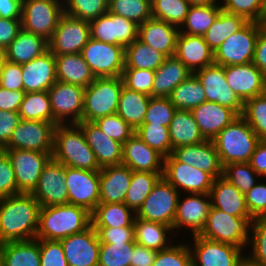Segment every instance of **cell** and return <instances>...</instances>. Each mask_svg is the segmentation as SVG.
<instances>
[{
  "label": "cell",
  "mask_w": 266,
  "mask_h": 266,
  "mask_svg": "<svg viewBox=\"0 0 266 266\" xmlns=\"http://www.w3.org/2000/svg\"><path fill=\"white\" fill-rule=\"evenodd\" d=\"M21 29V19L0 17V48L6 49Z\"/></svg>",
  "instance_id": "66"
},
{
  "label": "cell",
  "mask_w": 266,
  "mask_h": 266,
  "mask_svg": "<svg viewBox=\"0 0 266 266\" xmlns=\"http://www.w3.org/2000/svg\"><path fill=\"white\" fill-rule=\"evenodd\" d=\"M90 37L107 44L129 46L138 38L139 25L122 16L107 12L89 22Z\"/></svg>",
  "instance_id": "19"
},
{
  "label": "cell",
  "mask_w": 266,
  "mask_h": 266,
  "mask_svg": "<svg viewBox=\"0 0 266 266\" xmlns=\"http://www.w3.org/2000/svg\"><path fill=\"white\" fill-rule=\"evenodd\" d=\"M90 39L89 21L63 14L48 41V49L54 55L81 53Z\"/></svg>",
  "instance_id": "16"
},
{
  "label": "cell",
  "mask_w": 266,
  "mask_h": 266,
  "mask_svg": "<svg viewBox=\"0 0 266 266\" xmlns=\"http://www.w3.org/2000/svg\"><path fill=\"white\" fill-rule=\"evenodd\" d=\"M191 237L193 240L188 246L193 266H241L246 261V252L240 247L208 240L199 235Z\"/></svg>",
  "instance_id": "11"
},
{
  "label": "cell",
  "mask_w": 266,
  "mask_h": 266,
  "mask_svg": "<svg viewBox=\"0 0 266 266\" xmlns=\"http://www.w3.org/2000/svg\"><path fill=\"white\" fill-rule=\"evenodd\" d=\"M95 78L121 77L125 68V48L90 37L81 51Z\"/></svg>",
  "instance_id": "8"
},
{
  "label": "cell",
  "mask_w": 266,
  "mask_h": 266,
  "mask_svg": "<svg viewBox=\"0 0 266 266\" xmlns=\"http://www.w3.org/2000/svg\"><path fill=\"white\" fill-rule=\"evenodd\" d=\"M162 175L163 173L132 171L124 204L136 213Z\"/></svg>",
  "instance_id": "46"
},
{
  "label": "cell",
  "mask_w": 266,
  "mask_h": 266,
  "mask_svg": "<svg viewBox=\"0 0 266 266\" xmlns=\"http://www.w3.org/2000/svg\"><path fill=\"white\" fill-rule=\"evenodd\" d=\"M156 255L157 251L135 244L130 266H153Z\"/></svg>",
  "instance_id": "69"
},
{
  "label": "cell",
  "mask_w": 266,
  "mask_h": 266,
  "mask_svg": "<svg viewBox=\"0 0 266 266\" xmlns=\"http://www.w3.org/2000/svg\"><path fill=\"white\" fill-rule=\"evenodd\" d=\"M40 205L30 193L0 198V242L36 238Z\"/></svg>",
  "instance_id": "1"
},
{
  "label": "cell",
  "mask_w": 266,
  "mask_h": 266,
  "mask_svg": "<svg viewBox=\"0 0 266 266\" xmlns=\"http://www.w3.org/2000/svg\"><path fill=\"white\" fill-rule=\"evenodd\" d=\"M135 134L163 157L172 154L169 127L156 124H142L135 130Z\"/></svg>",
  "instance_id": "50"
},
{
  "label": "cell",
  "mask_w": 266,
  "mask_h": 266,
  "mask_svg": "<svg viewBox=\"0 0 266 266\" xmlns=\"http://www.w3.org/2000/svg\"><path fill=\"white\" fill-rule=\"evenodd\" d=\"M10 158L14 169L17 189L21 193H31L52 153L21 149H2Z\"/></svg>",
  "instance_id": "18"
},
{
  "label": "cell",
  "mask_w": 266,
  "mask_h": 266,
  "mask_svg": "<svg viewBox=\"0 0 266 266\" xmlns=\"http://www.w3.org/2000/svg\"><path fill=\"white\" fill-rule=\"evenodd\" d=\"M224 72L228 86L243 103L265 93L266 76L253 62L224 66Z\"/></svg>",
  "instance_id": "23"
},
{
  "label": "cell",
  "mask_w": 266,
  "mask_h": 266,
  "mask_svg": "<svg viewBox=\"0 0 266 266\" xmlns=\"http://www.w3.org/2000/svg\"><path fill=\"white\" fill-rule=\"evenodd\" d=\"M179 28L165 21L150 18L139 25L138 39L164 54L174 56Z\"/></svg>",
  "instance_id": "30"
},
{
  "label": "cell",
  "mask_w": 266,
  "mask_h": 266,
  "mask_svg": "<svg viewBox=\"0 0 266 266\" xmlns=\"http://www.w3.org/2000/svg\"><path fill=\"white\" fill-rule=\"evenodd\" d=\"M18 113L24 120L46 121L54 124L53 111L47 91L25 93Z\"/></svg>",
  "instance_id": "45"
},
{
  "label": "cell",
  "mask_w": 266,
  "mask_h": 266,
  "mask_svg": "<svg viewBox=\"0 0 266 266\" xmlns=\"http://www.w3.org/2000/svg\"><path fill=\"white\" fill-rule=\"evenodd\" d=\"M100 203H124L132 178V170L124 164L101 168Z\"/></svg>",
  "instance_id": "31"
},
{
  "label": "cell",
  "mask_w": 266,
  "mask_h": 266,
  "mask_svg": "<svg viewBox=\"0 0 266 266\" xmlns=\"http://www.w3.org/2000/svg\"><path fill=\"white\" fill-rule=\"evenodd\" d=\"M136 243H101L98 266H130Z\"/></svg>",
  "instance_id": "54"
},
{
  "label": "cell",
  "mask_w": 266,
  "mask_h": 266,
  "mask_svg": "<svg viewBox=\"0 0 266 266\" xmlns=\"http://www.w3.org/2000/svg\"><path fill=\"white\" fill-rule=\"evenodd\" d=\"M169 137L174 149L202 143L206 139L194 120L192 113L188 110L177 109L169 125Z\"/></svg>",
  "instance_id": "37"
},
{
  "label": "cell",
  "mask_w": 266,
  "mask_h": 266,
  "mask_svg": "<svg viewBox=\"0 0 266 266\" xmlns=\"http://www.w3.org/2000/svg\"><path fill=\"white\" fill-rule=\"evenodd\" d=\"M25 93L24 90L10 91L0 87V110L18 112Z\"/></svg>",
  "instance_id": "67"
},
{
  "label": "cell",
  "mask_w": 266,
  "mask_h": 266,
  "mask_svg": "<svg viewBox=\"0 0 266 266\" xmlns=\"http://www.w3.org/2000/svg\"><path fill=\"white\" fill-rule=\"evenodd\" d=\"M122 164L132 171L163 173L164 157L134 133L123 144Z\"/></svg>",
  "instance_id": "26"
},
{
  "label": "cell",
  "mask_w": 266,
  "mask_h": 266,
  "mask_svg": "<svg viewBox=\"0 0 266 266\" xmlns=\"http://www.w3.org/2000/svg\"><path fill=\"white\" fill-rule=\"evenodd\" d=\"M249 163L261 178H266V140L259 141Z\"/></svg>",
  "instance_id": "70"
},
{
  "label": "cell",
  "mask_w": 266,
  "mask_h": 266,
  "mask_svg": "<svg viewBox=\"0 0 266 266\" xmlns=\"http://www.w3.org/2000/svg\"><path fill=\"white\" fill-rule=\"evenodd\" d=\"M182 195L184 194H180L178 198L172 230L175 234L181 229H188L189 232L191 231L190 236L199 235L206 224L212 206L210 194L185 193L184 196Z\"/></svg>",
  "instance_id": "17"
},
{
  "label": "cell",
  "mask_w": 266,
  "mask_h": 266,
  "mask_svg": "<svg viewBox=\"0 0 266 266\" xmlns=\"http://www.w3.org/2000/svg\"><path fill=\"white\" fill-rule=\"evenodd\" d=\"M190 5H215L220 4L219 0H186Z\"/></svg>",
  "instance_id": "72"
},
{
  "label": "cell",
  "mask_w": 266,
  "mask_h": 266,
  "mask_svg": "<svg viewBox=\"0 0 266 266\" xmlns=\"http://www.w3.org/2000/svg\"><path fill=\"white\" fill-rule=\"evenodd\" d=\"M90 225L91 213L83 207L71 204L40 207L36 239L60 241Z\"/></svg>",
  "instance_id": "2"
},
{
  "label": "cell",
  "mask_w": 266,
  "mask_h": 266,
  "mask_svg": "<svg viewBox=\"0 0 266 266\" xmlns=\"http://www.w3.org/2000/svg\"><path fill=\"white\" fill-rule=\"evenodd\" d=\"M258 33L259 22L248 21L214 52V63L230 66L253 62Z\"/></svg>",
  "instance_id": "9"
},
{
  "label": "cell",
  "mask_w": 266,
  "mask_h": 266,
  "mask_svg": "<svg viewBox=\"0 0 266 266\" xmlns=\"http://www.w3.org/2000/svg\"><path fill=\"white\" fill-rule=\"evenodd\" d=\"M174 235L177 234H174L171 226L137 217L134 219V241L138 245L158 252L169 248L173 244L175 241Z\"/></svg>",
  "instance_id": "34"
},
{
  "label": "cell",
  "mask_w": 266,
  "mask_h": 266,
  "mask_svg": "<svg viewBox=\"0 0 266 266\" xmlns=\"http://www.w3.org/2000/svg\"><path fill=\"white\" fill-rule=\"evenodd\" d=\"M241 266H253V265L249 264L247 261H244V263Z\"/></svg>",
  "instance_id": "76"
},
{
  "label": "cell",
  "mask_w": 266,
  "mask_h": 266,
  "mask_svg": "<svg viewBox=\"0 0 266 266\" xmlns=\"http://www.w3.org/2000/svg\"><path fill=\"white\" fill-rule=\"evenodd\" d=\"M162 176L182 194H209L214 181L209 173L180 162L173 154L164 157Z\"/></svg>",
  "instance_id": "13"
},
{
  "label": "cell",
  "mask_w": 266,
  "mask_h": 266,
  "mask_svg": "<svg viewBox=\"0 0 266 266\" xmlns=\"http://www.w3.org/2000/svg\"><path fill=\"white\" fill-rule=\"evenodd\" d=\"M253 64L266 76V24L259 23Z\"/></svg>",
  "instance_id": "68"
},
{
  "label": "cell",
  "mask_w": 266,
  "mask_h": 266,
  "mask_svg": "<svg viewBox=\"0 0 266 266\" xmlns=\"http://www.w3.org/2000/svg\"><path fill=\"white\" fill-rule=\"evenodd\" d=\"M136 213L124 203H99L91 213L93 227L134 226Z\"/></svg>",
  "instance_id": "39"
},
{
  "label": "cell",
  "mask_w": 266,
  "mask_h": 266,
  "mask_svg": "<svg viewBox=\"0 0 266 266\" xmlns=\"http://www.w3.org/2000/svg\"><path fill=\"white\" fill-rule=\"evenodd\" d=\"M47 92L55 126L82 122L84 87L57 80Z\"/></svg>",
  "instance_id": "12"
},
{
  "label": "cell",
  "mask_w": 266,
  "mask_h": 266,
  "mask_svg": "<svg viewBox=\"0 0 266 266\" xmlns=\"http://www.w3.org/2000/svg\"><path fill=\"white\" fill-rule=\"evenodd\" d=\"M174 56L193 74L214 63V52L209 48L203 36L179 32Z\"/></svg>",
  "instance_id": "29"
},
{
  "label": "cell",
  "mask_w": 266,
  "mask_h": 266,
  "mask_svg": "<svg viewBox=\"0 0 266 266\" xmlns=\"http://www.w3.org/2000/svg\"><path fill=\"white\" fill-rule=\"evenodd\" d=\"M220 6L223 11L240 15L247 21L263 23L264 0H221Z\"/></svg>",
  "instance_id": "55"
},
{
  "label": "cell",
  "mask_w": 266,
  "mask_h": 266,
  "mask_svg": "<svg viewBox=\"0 0 266 266\" xmlns=\"http://www.w3.org/2000/svg\"><path fill=\"white\" fill-rule=\"evenodd\" d=\"M193 73L175 56L166 57L155 71L152 97L169 98L173 89Z\"/></svg>",
  "instance_id": "33"
},
{
  "label": "cell",
  "mask_w": 266,
  "mask_h": 266,
  "mask_svg": "<svg viewBox=\"0 0 266 266\" xmlns=\"http://www.w3.org/2000/svg\"><path fill=\"white\" fill-rule=\"evenodd\" d=\"M93 228L101 243H135L134 226Z\"/></svg>",
  "instance_id": "63"
},
{
  "label": "cell",
  "mask_w": 266,
  "mask_h": 266,
  "mask_svg": "<svg viewBox=\"0 0 266 266\" xmlns=\"http://www.w3.org/2000/svg\"><path fill=\"white\" fill-rule=\"evenodd\" d=\"M5 50L7 61L23 64L46 52L48 41L41 36L21 29Z\"/></svg>",
  "instance_id": "36"
},
{
  "label": "cell",
  "mask_w": 266,
  "mask_h": 266,
  "mask_svg": "<svg viewBox=\"0 0 266 266\" xmlns=\"http://www.w3.org/2000/svg\"><path fill=\"white\" fill-rule=\"evenodd\" d=\"M63 14V0H23L21 26L49 41Z\"/></svg>",
  "instance_id": "7"
},
{
  "label": "cell",
  "mask_w": 266,
  "mask_h": 266,
  "mask_svg": "<svg viewBox=\"0 0 266 266\" xmlns=\"http://www.w3.org/2000/svg\"><path fill=\"white\" fill-rule=\"evenodd\" d=\"M222 177L243 194H246L261 178L249 162L230 163L223 166Z\"/></svg>",
  "instance_id": "52"
},
{
  "label": "cell",
  "mask_w": 266,
  "mask_h": 266,
  "mask_svg": "<svg viewBox=\"0 0 266 266\" xmlns=\"http://www.w3.org/2000/svg\"><path fill=\"white\" fill-rule=\"evenodd\" d=\"M94 122L108 138L122 144L135 133V130L117 113L99 118Z\"/></svg>",
  "instance_id": "58"
},
{
  "label": "cell",
  "mask_w": 266,
  "mask_h": 266,
  "mask_svg": "<svg viewBox=\"0 0 266 266\" xmlns=\"http://www.w3.org/2000/svg\"><path fill=\"white\" fill-rule=\"evenodd\" d=\"M3 266H41L40 239L3 243Z\"/></svg>",
  "instance_id": "40"
},
{
  "label": "cell",
  "mask_w": 266,
  "mask_h": 266,
  "mask_svg": "<svg viewBox=\"0 0 266 266\" xmlns=\"http://www.w3.org/2000/svg\"><path fill=\"white\" fill-rule=\"evenodd\" d=\"M23 0H0V17L21 19Z\"/></svg>",
  "instance_id": "71"
},
{
  "label": "cell",
  "mask_w": 266,
  "mask_h": 266,
  "mask_svg": "<svg viewBox=\"0 0 266 266\" xmlns=\"http://www.w3.org/2000/svg\"><path fill=\"white\" fill-rule=\"evenodd\" d=\"M123 85L122 77L95 78L85 88L82 122L115 114Z\"/></svg>",
  "instance_id": "6"
},
{
  "label": "cell",
  "mask_w": 266,
  "mask_h": 266,
  "mask_svg": "<svg viewBox=\"0 0 266 266\" xmlns=\"http://www.w3.org/2000/svg\"><path fill=\"white\" fill-rule=\"evenodd\" d=\"M169 98L176 109L191 111L206 101V94L202 83L192 74L173 89Z\"/></svg>",
  "instance_id": "44"
},
{
  "label": "cell",
  "mask_w": 266,
  "mask_h": 266,
  "mask_svg": "<svg viewBox=\"0 0 266 266\" xmlns=\"http://www.w3.org/2000/svg\"><path fill=\"white\" fill-rule=\"evenodd\" d=\"M68 204L85 208L92 213L100 203L99 171L81 170L65 166Z\"/></svg>",
  "instance_id": "14"
},
{
  "label": "cell",
  "mask_w": 266,
  "mask_h": 266,
  "mask_svg": "<svg viewBox=\"0 0 266 266\" xmlns=\"http://www.w3.org/2000/svg\"><path fill=\"white\" fill-rule=\"evenodd\" d=\"M176 110L170 98L150 97L143 124H156L169 127Z\"/></svg>",
  "instance_id": "56"
},
{
  "label": "cell",
  "mask_w": 266,
  "mask_h": 266,
  "mask_svg": "<svg viewBox=\"0 0 266 266\" xmlns=\"http://www.w3.org/2000/svg\"><path fill=\"white\" fill-rule=\"evenodd\" d=\"M21 120L18 112L0 110V150L8 144L15 127Z\"/></svg>",
  "instance_id": "65"
},
{
  "label": "cell",
  "mask_w": 266,
  "mask_h": 266,
  "mask_svg": "<svg viewBox=\"0 0 266 266\" xmlns=\"http://www.w3.org/2000/svg\"><path fill=\"white\" fill-rule=\"evenodd\" d=\"M17 189L14 169L8 155L0 150V198L20 194Z\"/></svg>",
  "instance_id": "61"
},
{
  "label": "cell",
  "mask_w": 266,
  "mask_h": 266,
  "mask_svg": "<svg viewBox=\"0 0 266 266\" xmlns=\"http://www.w3.org/2000/svg\"><path fill=\"white\" fill-rule=\"evenodd\" d=\"M55 63L58 81L86 88L95 80L81 53L55 55Z\"/></svg>",
  "instance_id": "35"
},
{
  "label": "cell",
  "mask_w": 266,
  "mask_h": 266,
  "mask_svg": "<svg viewBox=\"0 0 266 266\" xmlns=\"http://www.w3.org/2000/svg\"><path fill=\"white\" fill-rule=\"evenodd\" d=\"M172 154L180 161L209 173L214 179L223 174V165L212 140L195 145L181 146Z\"/></svg>",
  "instance_id": "25"
},
{
  "label": "cell",
  "mask_w": 266,
  "mask_h": 266,
  "mask_svg": "<svg viewBox=\"0 0 266 266\" xmlns=\"http://www.w3.org/2000/svg\"><path fill=\"white\" fill-rule=\"evenodd\" d=\"M55 125L46 121L22 119L3 149H21L53 153Z\"/></svg>",
  "instance_id": "15"
},
{
  "label": "cell",
  "mask_w": 266,
  "mask_h": 266,
  "mask_svg": "<svg viewBox=\"0 0 266 266\" xmlns=\"http://www.w3.org/2000/svg\"><path fill=\"white\" fill-rule=\"evenodd\" d=\"M40 265L68 266L61 241L40 239Z\"/></svg>",
  "instance_id": "60"
},
{
  "label": "cell",
  "mask_w": 266,
  "mask_h": 266,
  "mask_svg": "<svg viewBox=\"0 0 266 266\" xmlns=\"http://www.w3.org/2000/svg\"><path fill=\"white\" fill-rule=\"evenodd\" d=\"M52 158L66 167L101 170L78 124H59L55 127Z\"/></svg>",
  "instance_id": "3"
},
{
  "label": "cell",
  "mask_w": 266,
  "mask_h": 266,
  "mask_svg": "<svg viewBox=\"0 0 266 266\" xmlns=\"http://www.w3.org/2000/svg\"><path fill=\"white\" fill-rule=\"evenodd\" d=\"M87 144L93 150L100 168L122 164L123 144L108 138L95 122H80Z\"/></svg>",
  "instance_id": "28"
},
{
  "label": "cell",
  "mask_w": 266,
  "mask_h": 266,
  "mask_svg": "<svg viewBox=\"0 0 266 266\" xmlns=\"http://www.w3.org/2000/svg\"><path fill=\"white\" fill-rule=\"evenodd\" d=\"M266 180L257 182L246 194L245 200L250 216L254 219L266 216Z\"/></svg>",
  "instance_id": "62"
},
{
  "label": "cell",
  "mask_w": 266,
  "mask_h": 266,
  "mask_svg": "<svg viewBox=\"0 0 266 266\" xmlns=\"http://www.w3.org/2000/svg\"><path fill=\"white\" fill-rule=\"evenodd\" d=\"M221 10L220 4L190 5L185 22L179 29L180 33L204 36L209 27L215 22Z\"/></svg>",
  "instance_id": "43"
},
{
  "label": "cell",
  "mask_w": 266,
  "mask_h": 266,
  "mask_svg": "<svg viewBox=\"0 0 266 266\" xmlns=\"http://www.w3.org/2000/svg\"><path fill=\"white\" fill-rule=\"evenodd\" d=\"M3 243L0 242V266H3Z\"/></svg>",
  "instance_id": "74"
},
{
  "label": "cell",
  "mask_w": 266,
  "mask_h": 266,
  "mask_svg": "<svg viewBox=\"0 0 266 266\" xmlns=\"http://www.w3.org/2000/svg\"><path fill=\"white\" fill-rule=\"evenodd\" d=\"M263 24H266V0H264Z\"/></svg>",
  "instance_id": "75"
},
{
  "label": "cell",
  "mask_w": 266,
  "mask_h": 266,
  "mask_svg": "<svg viewBox=\"0 0 266 266\" xmlns=\"http://www.w3.org/2000/svg\"><path fill=\"white\" fill-rule=\"evenodd\" d=\"M150 97L123 85L116 113L136 130L143 124Z\"/></svg>",
  "instance_id": "38"
},
{
  "label": "cell",
  "mask_w": 266,
  "mask_h": 266,
  "mask_svg": "<svg viewBox=\"0 0 266 266\" xmlns=\"http://www.w3.org/2000/svg\"><path fill=\"white\" fill-rule=\"evenodd\" d=\"M64 13L91 21L108 12L109 0H63Z\"/></svg>",
  "instance_id": "53"
},
{
  "label": "cell",
  "mask_w": 266,
  "mask_h": 266,
  "mask_svg": "<svg viewBox=\"0 0 266 266\" xmlns=\"http://www.w3.org/2000/svg\"><path fill=\"white\" fill-rule=\"evenodd\" d=\"M209 194L212 207L231 216L251 217L246 205L245 194L222 176L214 179Z\"/></svg>",
  "instance_id": "32"
},
{
  "label": "cell",
  "mask_w": 266,
  "mask_h": 266,
  "mask_svg": "<svg viewBox=\"0 0 266 266\" xmlns=\"http://www.w3.org/2000/svg\"><path fill=\"white\" fill-rule=\"evenodd\" d=\"M241 116L260 140H266V93L245 101Z\"/></svg>",
  "instance_id": "51"
},
{
  "label": "cell",
  "mask_w": 266,
  "mask_h": 266,
  "mask_svg": "<svg viewBox=\"0 0 266 266\" xmlns=\"http://www.w3.org/2000/svg\"><path fill=\"white\" fill-rule=\"evenodd\" d=\"M60 241L68 266H98L100 241L92 225Z\"/></svg>",
  "instance_id": "22"
},
{
  "label": "cell",
  "mask_w": 266,
  "mask_h": 266,
  "mask_svg": "<svg viewBox=\"0 0 266 266\" xmlns=\"http://www.w3.org/2000/svg\"><path fill=\"white\" fill-rule=\"evenodd\" d=\"M194 74L202 83L206 101L217 102L234 110L238 115L242 114L244 103L228 86L224 66L213 63L196 71Z\"/></svg>",
  "instance_id": "21"
},
{
  "label": "cell",
  "mask_w": 266,
  "mask_h": 266,
  "mask_svg": "<svg viewBox=\"0 0 266 266\" xmlns=\"http://www.w3.org/2000/svg\"><path fill=\"white\" fill-rule=\"evenodd\" d=\"M248 247L251 249L245 255L246 261L253 266H266V216L252 220Z\"/></svg>",
  "instance_id": "49"
},
{
  "label": "cell",
  "mask_w": 266,
  "mask_h": 266,
  "mask_svg": "<svg viewBox=\"0 0 266 266\" xmlns=\"http://www.w3.org/2000/svg\"><path fill=\"white\" fill-rule=\"evenodd\" d=\"M248 21L236 14H231L223 10L220 11L215 22L204 34L205 42L209 48L215 52L219 46L232 34L241 29Z\"/></svg>",
  "instance_id": "41"
},
{
  "label": "cell",
  "mask_w": 266,
  "mask_h": 266,
  "mask_svg": "<svg viewBox=\"0 0 266 266\" xmlns=\"http://www.w3.org/2000/svg\"><path fill=\"white\" fill-rule=\"evenodd\" d=\"M5 61H6V50L4 48H0V73L2 71Z\"/></svg>",
  "instance_id": "73"
},
{
  "label": "cell",
  "mask_w": 266,
  "mask_h": 266,
  "mask_svg": "<svg viewBox=\"0 0 266 266\" xmlns=\"http://www.w3.org/2000/svg\"><path fill=\"white\" fill-rule=\"evenodd\" d=\"M152 18L165 21L181 28L190 4L186 0H151Z\"/></svg>",
  "instance_id": "47"
},
{
  "label": "cell",
  "mask_w": 266,
  "mask_h": 266,
  "mask_svg": "<svg viewBox=\"0 0 266 266\" xmlns=\"http://www.w3.org/2000/svg\"><path fill=\"white\" fill-rule=\"evenodd\" d=\"M155 71L147 69L124 68L122 80L125 87L152 97Z\"/></svg>",
  "instance_id": "59"
},
{
  "label": "cell",
  "mask_w": 266,
  "mask_h": 266,
  "mask_svg": "<svg viewBox=\"0 0 266 266\" xmlns=\"http://www.w3.org/2000/svg\"><path fill=\"white\" fill-rule=\"evenodd\" d=\"M252 217L231 216L215 207L210 208L206 224L199 236L221 243L248 248Z\"/></svg>",
  "instance_id": "5"
},
{
  "label": "cell",
  "mask_w": 266,
  "mask_h": 266,
  "mask_svg": "<svg viewBox=\"0 0 266 266\" xmlns=\"http://www.w3.org/2000/svg\"><path fill=\"white\" fill-rule=\"evenodd\" d=\"M108 12L140 25L152 18L151 0H109Z\"/></svg>",
  "instance_id": "48"
},
{
  "label": "cell",
  "mask_w": 266,
  "mask_h": 266,
  "mask_svg": "<svg viewBox=\"0 0 266 266\" xmlns=\"http://www.w3.org/2000/svg\"><path fill=\"white\" fill-rule=\"evenodd\" d=\"M179 195L180 192L162 176L136 212V217L173 228Z\"/></svg>",
  "instance_id": "10"
},
{
  "label": "cell",
  "mask_w": 266,
  "mask_h": 266,
  "mask_svg": "<svg viewBox=\"0 0 266 266\" xmlns=\"http://www.w3.org/2000/svg\"><path fill=\"white\" fill-rule=\"evenodd\" d=\"M0 87L10 91L23 90L21 64L5 61L0 73Z\"/></svg>",
  "instance_id": "64"
},
{
  "label": "cell",
  "mask_w": 266,
  "mask_h": 266,
  "mask_svg": "<svg viewBox=\"0 0 266 266\" xmlns=\"http://www.w3.org/2000/svg\"><path fill=\"white\" fill-rule=\"evenodd\" d=\"M206 140H213L220 131L239 115L217 102L205 101L190 111Z\"/></svg>",
  "instance_id": "27"
},
{
  "label": "cell",
  "mask_w": 266,
  "mask_h": 266,
  "mask_svg": "<svg viewBox=\"0 0 266 266\" xmlns=\"http://www.w3.org/2000/svg\"><path fill=\"white\" fill-rule=\"evenodd\" d=\"M166 56L138 38L125 48V68L156 71Z\"/></svg>",
  "instance_id": "42"
},
{
  "label": "cell",
  "mask_w": 266,
  "mask_h": 266,
  "mask_svg": "<svg viewBox=\"0 0 266 266\" xmlns=\"http://www.w3.org/2000/svg\"><path fill=\"white\" fill-rule=\"evenodd\" d=\"M176 242L157 252L153 266H193L188 243Z\"/></svg>",
  "instance_id": "57"
},
{
  "label": "cell",
  "mask_w": 266,
  "mask_h": 266,
  "mask_svg": "<svg viewBox=\"0 0 266 266\" xmlns=\"http://www.w3.org/2000/svg\"><path fill=\"white\" fill-rule=\"evenodd\" d=\"M23 90L48 91L57 81L55 55L48 49L41 56L21 64Z\"/></svg>",
  "instance_id": "24"
},
{
  "label": "cell",
  "mask_w": 266,
  "mask_h": 266,
  "mask_svg": "<svg viewBox=\"0 0 266 266\" xmlns=\"http://www.w3.org/2000/svg\"><path fill=\"white\" fill-rule=\"evenodd\" d=\"M65 182V166L51 158L44 167L37 186L30 194L38 201L40 207L68 204Z\"/></svg>",
  "instance_id": "20"
},
{
  "label": "cell",
  "mask_w": 266,
  "mask_h": 266,
  "mask_svg": "<svg viewBox=\"0 0 266 266\" xmlns=\"http://www.w3.org/2000/svg\"><path fill=\"white\" fill-rule=\"evenodd\" d=\"M260 139L239 115L212 140L223 166L250 162Z\"/></svg>",
  "instance_id": "4"
}]
</instances>
